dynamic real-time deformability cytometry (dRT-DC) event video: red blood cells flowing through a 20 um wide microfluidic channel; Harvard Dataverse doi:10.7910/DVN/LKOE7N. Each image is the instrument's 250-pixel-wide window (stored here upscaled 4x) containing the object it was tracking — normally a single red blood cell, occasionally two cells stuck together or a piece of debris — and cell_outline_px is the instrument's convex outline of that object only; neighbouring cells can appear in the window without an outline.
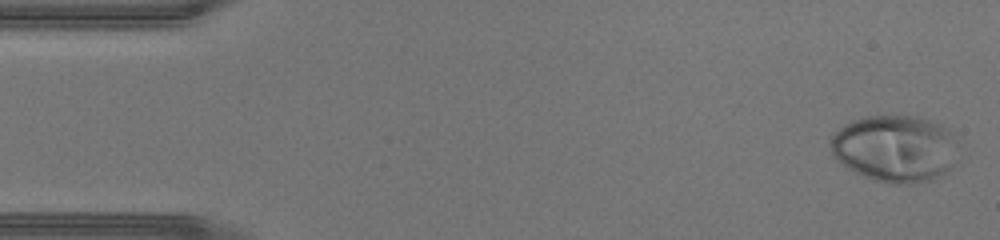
{"species": "human", "species_latin": "Homo sapiens", "temperature_condition": "warm", "stored_images_in_passage": 44, "camera_frame_rate_fps": 3000, "um_per_image_px": 0.085, "donor": {"sex": "male"}, "frame": {"image": 1, "passage_image": 1, "time_ms": 0.0, "image_size_px": [1000, 240], "cell_outline_px": [[956, 144], [952, 164], [944, 172], [928, 180], [912, 184], [896, 184], [876, 180], [864, 176], [848, 168], [836, 160], [832, 156], [828, 140], [832, 132], [852, 120], [864, 116], [916, 116], [940, 124], [948, 128], [956, 140]], "centroid_in_image_um": [76.0, 12.6], "position_along_channel_um": 9.0, "area_um2": 49.71}}
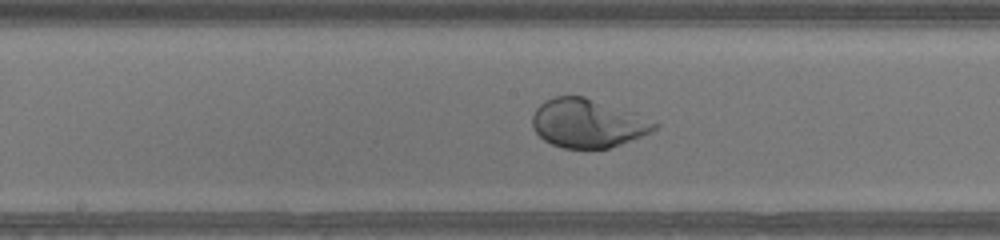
{"frame": {"image": 2, "passage_image": 22, "time_ms": 7.0, "image_size_px": [1000, 240], "cell_outline_px": [[660, 124], [652, 132], [620, 144], [608, 148], [564, 148], [552, 144], [544, 140], [532, 128], [532, 116], [536, 108], [544, 100], [556, 96], [584, 96], [636, 112]], "centroid_in_image_um": [49.96, 10.46], "position_along_channel_um": 198.2, "area_um2": 34.8}}
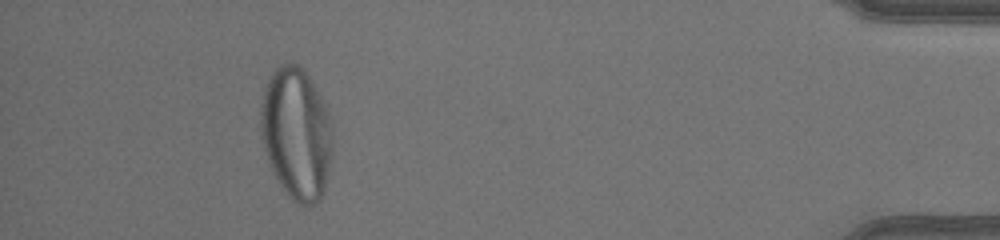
{"frame": {"image": 3, "passage_image": 40, "time_ms": 13.0, "image_size_px": [1000, 240], "cell_outline_px": [[332, 152], [328, 176], [324, 192], [320, 200], [316, 204], [308, 208], [292, 200], [288, 196], [272, 172], [268, 164], [260, 132], [260, 104], [264, 88], [272, 72], [280, 64], [292, 60], [312, 80], [328, 108], [332, 136]], "centroid_in_image_um": [25.19, 11.36], "position_along_channel_um": 410.0, "area_um2": 56.24}}